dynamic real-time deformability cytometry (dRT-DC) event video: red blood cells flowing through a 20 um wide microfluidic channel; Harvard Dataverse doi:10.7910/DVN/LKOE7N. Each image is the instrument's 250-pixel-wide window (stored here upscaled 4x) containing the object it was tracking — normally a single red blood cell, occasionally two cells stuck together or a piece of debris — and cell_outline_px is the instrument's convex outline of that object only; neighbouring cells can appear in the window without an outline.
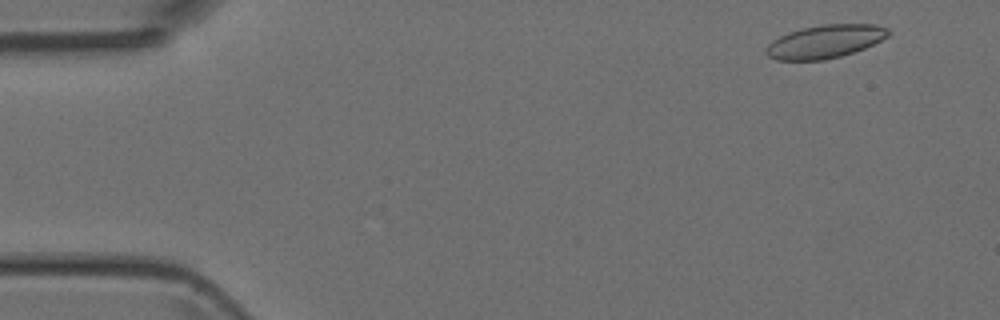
{"species": "Egyptian fruit bat (a non-hibernating species)", "species_latin": "Rousettus aegyptiacus", "temperature_condition": "room temperature", "stored_images_in_passage": 4, "camera_frame_rate_fps": 3000, "um_per_image_px": 0.085, "animal": {"sex": "female"}, "frame": {"image": 1, "passage_image": 1, "time_ms": 0.0, "image_size_px": [1000, 320], "cell_outline_px": [[892, 32], [888, 36], [864, 48], [840, 56], [824, 60], [776, 60], [768, 56], [764, 52], [768, 44], [772, 40], [788, 32], [804, 28], [824, 24], [876, 24], [888, 28]], "centroid_in_image_um": [70.12, 3.53], "position_along_channel_um": 14.9, "area_um2": 23.58}}